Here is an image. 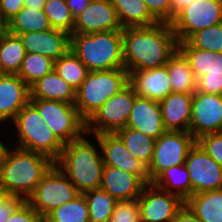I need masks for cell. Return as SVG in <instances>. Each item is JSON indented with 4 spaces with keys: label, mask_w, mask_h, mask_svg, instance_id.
I'll list each match as a JSON object with an SVG mask.
<instances>
[{
    "label": "cell",
    "mask_w": 222,
    "mask_h": 222,
    "mask_svg": "<svg viewBox=\"0 0 222 222\" xmlns=\"http://www.w3.org/2000/svg\"><path fill=\"white\" fill-rule=\"evenodd\" d=\"M123 59L128 71H142L165 66L178 49L171 23L158 22L153 26L124 27Z\"/></svg>",
    "instance_id": "obj_1"
},
{
    "label": "cell",
    "mask_w": 222,
    "mask_h": 222,
    "mask_svg": "<svg viewBox=\"0 0 222 222\" xmlns=\"http://www.w3.org/2000/svg\"><path fill=\"white\" fill-rule=\"evenodd\" d=\"M54 163L38 152L18 147L14 151L7 149L0 165V188L5 194L17 195L26 201Z\"/></svg>",
    "instance_id": "obj_2"
},
{
    "label": "cell",
    "mask_w": 222,
    "mask_h": 222,
    "mask_svg": "<svg viewBox=\"0 0 222 222\" xmlns=\"http://www.w3.org/2000/svg\"><path fill=\"white\" fill-rule=\"evenodd\" d=\"M84 135L64 145L55 162L80 194L100 188L104 168L102 154L86 139L87 134Z\"/></svg>",
    "instance_id": "obj_3"
},
{
    "label": "cell",
    "mask_w": 222,
    "mask_h": 222,
    "mask_svg": "<svg viewBox=\"0 0 222 222\" xmlns=\"http://www.w3.org/2000/svg\"><path fill=\"white\" fill-rule=\"evenodd\" d=\"M70 49L89 71L124 68L122 30L73 33Z\"/></svg>",
    "instance_id": "obj_4"
},
{
    "label": "cell",
    "mask_w": 222,
    "mask_h": 222,
    "mask_svg": "<svg viewBox=\"0 0 222 222\" xmlns=\"http://www.w3.org/2000/svg\"><path fill=\"white\" fill-rule=\"evenodd\" d=\"M128 84L129 72L125 68L89 71L76 90L74 105L79 115L87 121L109 98Z\"/></svg>",
    "instance_id": "obj_5"
},
{
    "label": "cell",
    "mask_w": 222,
    "mask_h": 222,
    "mask_svg": "<svg viewBox=\"0 0 222 222\" xmlns=\"http://www.w3.org/2000/svg\"><path fill=\"white\" fill-rule=\"evenodd\" d=\"M12 122L17 129L18 148L44 154L54 162L60 158L64 145L30 102L17 113Z\"/></svg>",
    "instance_id": "obj_6"
},
{
    "label": "cell",
    "mask_w": 222,
    "mask_h": 222,
    "mask_svg": "<svg viewBox=\"0 0 222 222\" xmlns=\"http://www.w3.org/2000/svg\"><path fill=\"white\" fill-rule=\"evenodd\" d=\"M57 139L66 145L86 133V121L79 115L74 103L30 99Z\"/></svg>",
    "instance_id": "obj_7"
},
{
    "label": "cell",
    "mask_w": 222,
    "mask_h": 222,
    "mask_svg": "<svg viewBox=\"0 0 222 222\" xmlns=\"http://www.w3.org/2000/svg\"><path fill=\"white\" fill-rule=\"evenodd\" d=\"M79 194L73 182L54 163L26 201L44 218L55 208L74 200Z\"/></svg>",
    "instance_id": "obj_8"
},
{
    "label": "cell",
    "mask_w": 222,
    "mask_h": 222,
    "mask_svg": "<svg viewBox=\"0 0 222 222\" xmlns=\"http://www.w3.org/2000/svg\"><path fill=\"white\" fill-rule=\"evenodd\" d=\"M137 96L130 84L113 95L86 121V134L115 133L126 127Z\"/></svg>",
    "instance_id": "obj_9"
},
{
    "label": "cell",
    "mask_w": 222,
    "mask_h": 222,
    "mask_svg": "<svg viewBox=\"0 0 222 222\" xmlns=\"http://www.w3.org/2000/svg\"><path fill=\"white\" fill-rule=\"evenodd\" d=\"M195 143L193 135L183 131H166L156 139L151 163L147 168L149 183L166 169L184 164Z\"/></svg>",
    "instance_id": "obj_10"
},
{
    "label": "cell",
    "mask_w": 222,
    "mask_h": 222,
    "mask_svg": "<svg viewBox=\"0 0 222 222\" xmlns=\"http://www.w3.org/2000/svg\"><path fill=\"white\" fill-rule=\"evenodd\" d=\"M222 22V0H194L171 22L178 42L199 30Z\"/></svg>",
    "instance_id": "obj_11"
},
{
    "label": "cell",
    "mask_w": 222,
    "mask_h": 222,
    "mask_svg": "<svg viewBox=\"0 0 222 222\" xmlns=\"http://www.w3.org/2000/svg\"><path fill=\"white\" fill-rule=\"evenodd\" d=\"M189 132L195 140L222 132V95L193 93Z\"/></svg>",
    "instance_id": "obj_12"
},
{
    "label": "cell",
    "mask_w": 222,
    "mask_h": 222,
    "mask_svg": "<svg viewBox=\"0 0 222 222\" xmlns=\"http://www.w3.org/2000/svg\"><path fill=\"white\" fill-rule=\"evenodd\" d=\"M185 166L193 194L222 189V166L212 159L197 143L189 150Z\"/></svg>",
    "instance_id": "obj_13"
},
{
    "label": "cell",
    "mask_w": 222,
    "mask_h": 222,
    "mask_svg": "<svg viewBox=\"0 0 222 222\" xmlns=\"http://www.w3.org/2000/svg\"><path fill=\"white\" fill-rule=\"evenodd\" d=\"M141 222H172L184 201L153 183L144 186L138 197Z\"/></svg>",
    "instance_id": "obj_14"
},
{
    "label": "cell",
    "mask_w": 222,
    "mask_h": 222,
    "mask_svg": "<svg viewBox=\"0 0 222 222\" xmlns=\"http://www.w3.org/2000/svg\"><path fill=\"white\" fill-rule=\"evenodd\" d=\"M101 149L104 166L115 167L138 175L146 184L149 183L147 167L135 158L115 133L94 135Z\"/></svg>",
    "instance_id": "obj_15"
},
{
    "label": "cell",
    "mask_w": 222,
    "mask_h": 222,
    "mask_svg": "<svg viewBox=\"0 0 222 222\" xmlns=\"http://www.w3.org/2000/svg\"><path fill=\"white\" fill-rule=\"evenodd\" d=\"M122 29L110 0H91L88 7L75 19L73 33L91 34Z\"/></svg>",
    "instance_id": "obj_16"
},
{
    "label": "cell",
    "mask_w": 222,
    "mask_h": 222,
    "mask_svg": "<svg viewBox=\"0 0 222 222\" xmlns=\"http://www.w3.org/2000/svg\"><path fill=\"white\" fill-rule=\"evenodd\" d=\"M13 34L19 35L26 53H40L54 61L70 49V35L53 28L45 31Z\"/></svg>",
    "instance_id": "obj_17"
},
{
    "label": "cell",
    "mask_w": 222,
    "mask_h": 222,
    "mask_svg": "<svg viewBox=\"0 0 222 222\" xmlns=\"http://www.w3.org/2000/svg\"><path fill=\"white\" fill-rule=\"evenodd\" d=\"M129 84L139 97L161 102L172 93L167 66L129 72Z\"/></svg>",
    "instance_id": "obj_18"
},
{
    "label": "cell",
    "mask_w": 222,
    "mask_h": 222,
    "mask_svg": "<svg viewBox=\"0 0 222 222\" xmlns=\"http://www.w3.org/2000/svg\"><path fill=\"white\" fill-rule=\"evenodd\" d=\"M126 127L158 139L167 130L164 127L160 104L149 98L137 96Z\"/></svg>",
    "instance_id": "obj_19"
},
{
    "label": "cell",
    "mask_w": 222,
    "mask_h": 222,
    "mask_svg": "<svg viewBox=\"0 0 222 222\" xmlns=\"http://www.w3.org/2000/svg\"><path fill=\"white\" fill-rule=\"evenodd\" d=\"M29 102L30 87L21 77L17 74H0V122L13 120Z\"/></svg>",
    "instance_id": "obj_20"
},
{
    "label": "cell",
    "mask_w": 222,
    "mask_h": 222,
    "mask_svg": "<svg viewBox=\"0 0 222 222\" xmlns=\"http://www.w3.org/2000/svg\"><path fill=\"white\" fill-rule=\"evenodd\" d=\"M146 183L136 174L104 166L100 188L110 194L116 201L136 200Z\"/></svg>",
    "instance_id": "obj_21"
},
{
    "label": "cell",
    "mask_w": 222,
    "mask_h": 222,
    "mask_svg": "<svg viewBox=\"0 0 222 222\" xmlns=\"http://www.w3.org/2000/svg\"><path fill=\"white\" fill-rule=\"evenodd\" d=\"M193 94L172 92L160 104L167 131L189 132Z\"/></svg>",
    "instance_id": "obj_22"
},
{
    "label": "cell",
    "mask_w": 222,
    "mask_h": 222,
    "mask_svg": "<svg viewBox=\"0 0 222 222\" xmlns=\"http://www.w3.org/2000/svg\"><path fill=\"white\" fill-rule=\"evenodd\" d=\"M30 99L75 103L76 90L53 70L30 86Z\"/></svg>",
    "instance_id": "obj_23"
},
{
    "label": "cell",
    "mask_w": 222,
    "mask_h": 222,
    "mask_svg": "<svg viewBox=\"0 0 222 222\" xmlns=\"http://www.w3.org/2000/svg\"><path fill=\"white\" fill-rule=\"evenodd\" d=\"M178 48L187 57L196 79L208 74H222V52H212L192 47L187 41L178 42Z\"/></svg>",
    "instance_id": "obj_24"
},
{
    "label": "cell",
    "mask_w": 222,
    "mask_h": 222,
    "mask_svg": "<svg viewBox=\"0 0 222 222\" xmlns=\"http://www.w3.org/2000/svg\"><path fill=\"white\" fill-rule=\"evenodd\" d=\"M120 25L124 27L153 26L159 21L149 12L144 0H110Z\"/></svg>",
    "instance_id": "obj_25"
},
{
    "label": "cell",
    "mask_w": 222,
    "mask_h": 222,
    "mask_svg": "<svg viewBox=\"0 0 222 222\" xmlns=\"http://www.w3.org/2000/svg\"><path fill=\"white\" fill-rule=\"evenodd\" d=\"M172 85V92L193 94L196 91V77L187 57L178 48L166 64Z\"/></svg>",
    "instance_id": "obj_26"
},
{
    "label": "cell",
    "mask_w": 222,
    "mask_h": 222,
    "mask_svg": "<svg viewBox=\"0 0 222 222\" xmlns=\"http://www.w3.org/2000/svg\"><path fill=\"white\" fill-rule=\"evenodd\" d=\"M185 204L202 222H222V189L193 194Z\"/></svg>",
    "instance_id": "obj_27"
},
{
    "label": "cell",
    "mask_w": 222,
    "mask_h": 222,
    "mask_svg": "<svg viewBox=\"0 0 222 222\" xmlns=\"http://www.w3.org/2000/svg\"><path fill=\"white\" fill-rule=\"evenodd\" d=\"M25 55L19 35L7 31L0 43V74H18Z\"/></svg>",
    "instance_id": "obj_28"
},
{
    "label": "cell",
    "mask_w": 222,
    "mask_h": 222,
    "mask_svg": "<svg viewBox=\"0 0 222 222\" xmlns=\"http://www.w3.org/2000/svg\"><path fill=\"white\" fill-rule=\"evenodd\" d=\"M152 183L164 191L178 195L184 202L191 196V182L185 164L166 169Z\"/></svg>",
    "instance_id": "obj_29"
},
{
    "label": "cell",
    "mask_w": 222,
    "mask_h": 222,
    "mask_svg": "<svg viewBox=\"0 0 222 222\" xmlns=\"http://www.w3.org/2000/svg\"><path fill=\"white\" fill-rule=\"evenodd\" d=\"M128 151L147 168L151 163L156 139L129 127H124L115 132Z\"/></svg>",
    "instance_id": "obj_30"
},
{
    "label": "cell",
    "mask_w": 222,
    "mask_h": 222,
    "mask_svg": "<svg viewBox=\"0 0 222 222\" xmlns=\"http://www.w3.org/2000/svg\"><path fill=\"white\" fill-rule=\"evenodd\" d=\"M10 33H26L52 29L43 9L24 6L8 23Z\"/></svg>",
    "instance_id": "obj_31"
},
{
    "label": "cell",
    "mask_w": 222,
    "mask_h": 222,
    "mask_svg": "<svg viewBox=\"0 0 222 222\" xmlns=\"http://www.w3.org/2000/svg\"><path fill=\"white\" fill-rule=\"evenodd\" d=\"M55 72L77 90L89 73L88 68L69 49L63 56L55 60Z\"/></svg>",
    "instance_id": "obj_32"
},
{
    "label": "cell",
    "mask_w": 222,
    "mask_h": 222,
    "mask_svg": "<svg viewBox=\"0 0 222 222\" xmlns=\"http://www.w3.org/2000/svg\"><path fill=\"white\" fill-rule=\"evenodd\" d=\"M44 222H90L88 204L83 194L52 210Z\"/></svg>",
    "instance_id": "obj_33"
},
{
    "label": "cell",
    "mask_w": 222,
    "mask_h": 222,
    "mask_svg": "<svg viewBox=\"0 0 222 222\" xmlns=\"http://www.w3.org/2000/svg\"><path fill=\"white\" fill-rule=\"evenodd\" d=\"M90 222H108L117 201L105 190L98 188L83 193Z\"/></svg>",
    "instance_id": "obj_34"
},
{
    "label": "cell",
    "mask_w": 222,
    "mask_h": 222,
    "mask_svg": "<svg viewBox=\"0 0 222 222\" xmlns=\"http://www.w3.org/2000/svg\"><path fill=\"white\" fill-rule=\"evenodd\" d=\"M55 61L40 53H26L18 76L30 87L38 79L54 70Z\"/></svg>",
    "instance_id": "obj_35"
},
{
    "label": "cell",
    "mask_w": 222,
    "mask_h": 222,
    "mask_svg": "<svg viewBox=\"0 0 222 222\" xmlns=\"http://www.w3.org/2000/svg\"><path fill=\"white\" fill-rule=\"evenodd\" d=\"M44 13L53 29L73 34L75 19L66 4V0H46Z\"/></svg>",
    "instance_id": "obj_36"
},
{
    "label": "cell",
    "mask_w": 222,
    "mask_h": 222,
    "mask_svg": "<svg viewBox=\"0 0 222 222\" xmlns=\"http://www.w3.org/2000/svg\"><path fill=\"white\" fill-rule=\"evenodd\" d=\"M186 41L197 49L222 52V22L197 31Z\"/></svg>",
    "instance_id": "obj_37"
},
{
    "label": "cell",
    "mask_w": 222,
    "mask_h": 222,
    "mask_svg": "<svg viewBox=\"0 0 222 222\" xmlns=\"http://www.w3.org/2000/svg\"><path fill=\"white\" fill-rule=\"evenodd\" d=\"M108 222H141L139 201H117Z\"/></svg>",
    "instance_id": "obj_38"
},
{
    "label": "cell",
    "mask_w": 222,
    "mask_h": 222,
    "mask_svg": "<svg viewBox=\"0 0 222 222\" xmlns=\"http://www.w3.org/2000/svg\"><path fill=\"white\" fill-rule=\"evenodd\" d=\"M196 143L222 166V132L204 135Z\"/></svg>",
    "instance_id": "obj_39"
},
{
    "label": "cell",
    "mask_w": 222,
    "mask_h": 222,
    "mask_svg": "<svg viewBox=\"0 0 222 222\" xmlns=\"http://www.w3.org/2000/svg\"><path fill=\"white\" fill-rule=\"evenodd\" d=\"M196 91L222 95V74H205L196 80Z\"/></svg>",
    "instance_id": "obj_40"
},
{
    "label": "cell",
    "mask_w": 222,
    "mask_h": 222,
    "mask_svg": "<svg viewBox=\"0 0 222 222\" xmlns=\"http://www.w3.org/2000/svg\"><path fill=\"white\" fill-rule=\"evenodd\" d=\"M6 222H44L41 217L27 202L24 201L6 220Z\"/></svg>",
    "instance_id": "obj_41"
},
{
    "label": "cell",
    "mask_w": 222,
    "mask_h": 222,
    "mask_svg": "<svg viewBox=\"0 0 222 222\" xmlns=\"http://www.w3.org/2000/svg\"><path fill=\"white\" fill-rule=\"evenodd\" d=\"M149 12L159 21L171 23V0H144Z\"/></svg>",
    "instance_id": "obj_42"
},
{
    "label": "cell",
    "mask_w": 222,
    "mask_h": 222,
    "mask_svg": "<svg viewBox=\"0 0 222 222\" xmlns=\"http://www.w3.org/2000/svg\"><path fill=\"white\" fill-rule=\"evenodd\" d=\"M25 200L17 195L4 194L0 199V222H6L8 217L24 202Z\"/></svg>",
    "instance_id": "obj_43"
},
{
    "label": "cell",
    "mask_w": 222,
    "mask_h": 222,
    "mask_svg": "<svg viewBox=\"0 0 222 222\" xmlns=\"http://www.w3.org/2000/svg\"><path fill=\"white\" fill-rule=\"evenodd\" d=\"M23 7L24 0H0V19L8 23Z\"/></svg>",
    "instance_id": "obj_44"
},
{
    "label": "cell",
    "mask_w": 222,
    "mask_h": 222,
    "mask_svg": "<svg viewBox=\"0 0 222 222\" xmlns=\"http://www.w3.org/2000/svg\"><path fill=\"white\" fill-rule=\"evenodd\" d=\"M172 222H202V221L184 203V205L177 211L176 216Z\"/></svg>",
    "instance_id": "obj_45"
},
{
    "label": "cell",
    "mask_w": 222,
    "mask_h": 222,
    "mask_svg": "<svg viewBox=\"0 0 222 222\" xmlns=\"http://www.w3.org/2000/svg\"><path fill=\"white\" fill-rule=\"evenodd\" d=\"M90 2L91 0H66V4L74 19L88 7Z\"/></svg>",
    "instance_id": "obj_46"
},
{
    "label": "cell",
    "mask_w": 222,
    "mask_h": 222,
    "mask_svg": "<svg viewBox=\"0 0 222 222\" xmlns=\"http://www.w3.org/2000/svg\"><path fill=\"white\" fill-rule=\"evenodd\" d=\"M194 0H171V22L174 18Z\"/></svg>",
    "instance_id": "obj_47"
},
{
    "label": "cell",
    "mask_w": 222,
    "mask_h": 222,
    "mask_svg": "<svg viewBox=\"0 0 222 222\" xmlns=\"http://www.w3.org/2000/svg\"><path fill=\"white\" fill-rule=\"evenodd\" d=\"M46 0H24V6L29 8L44 9Z\"/></svg>",
    "instance_id": "obj_48"
},
{
    "label": "cell",
    "mask_w": 222,
    "mask_h": 222,
    "mask_svg": "<svg viewBox=\"0 0 222 222\" xmlns=\"http://www.w3.org/2000/svg\"><path fill=\"white\" fill-rule=\"evenodd\" d=\"M7 31H8L7 23H5L3 20L0 19V43Z\"/></svg>",
    "instance_id": "obj_49"
},
{
    "label": "cell",
    "mask_w": 222,
    "mask_h": 222,
    "mask_svg": "<svg viewBox=\"0 0 222 222\" xmlns=\"http://www.w3.org/2000/svg\"><path fill=\"white\" fill-rule=\"evenodd\" d=\"M6 150H7L6 145H4V143L0 140V165L2 163Z\"/></svg>",
    "instance_id": "obj_50"
},
{
    "label": "cell",
    "mask_w": 222,
    "mask_h": 222,
    "mask_svg": "<svg viewBox=\"0 0 222 222\" xmlns=\"http://www.w3.org/2000/svg\"><path fill=\"white\" fill-rule=\"evenodd\" d=\"M5 194V192L0 188V199Z\"/></svg>",
    "instance_id": "obj_51"
}]
</instances>
